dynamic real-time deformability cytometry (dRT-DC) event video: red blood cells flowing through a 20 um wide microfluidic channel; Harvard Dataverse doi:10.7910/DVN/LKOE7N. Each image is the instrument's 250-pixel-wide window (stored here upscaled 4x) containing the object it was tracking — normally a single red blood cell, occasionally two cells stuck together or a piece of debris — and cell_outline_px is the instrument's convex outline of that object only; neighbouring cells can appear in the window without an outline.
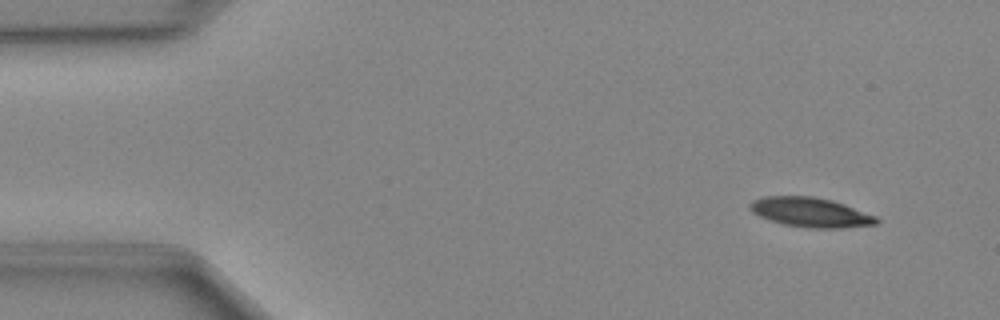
{"species": "Egyptian fruit bat (a non-hibernating species)", "species_latin": "Rousettus aegyptiacus", "temperature_condition": "cold", "stored_images_in_passage": 46, "camera_frame_rate_fps": 3000, "um_per_image_px": 0.085, "animal": {"sex": "female"}, "frame": {"image": 1, "passage_image": 2, "time_ms": 0.333, "image_size_px": [1000, 320], "cell_outline_px": [[880, 220], [876, 224], [840, 228], [812, 228], [784, 224], [760, 216], [752, 212], [748, 208], [748, 204], [752, 200], [764, 196], [812, 196], [832, 200], [844, 204], [876, 216]], "centroid_in_image_um": [68.88, 18.03], "position_along_channel_um": 16.1, "area_um2": 21.68}}
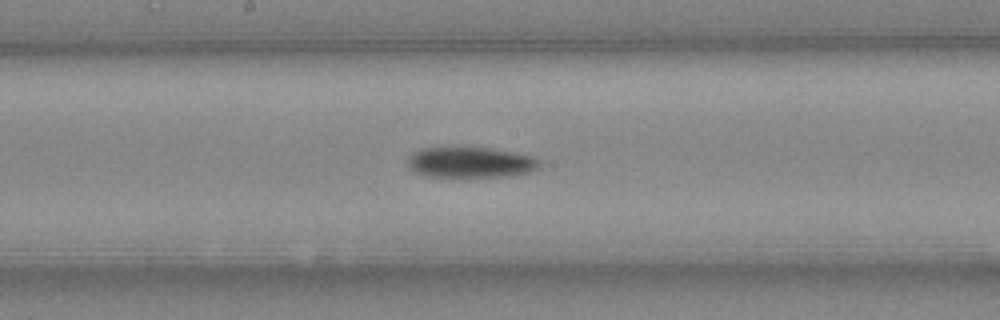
{"frame": {"image": 2, "passage_image": 23, "time_ms": 7.333, "image_size_px": [1000, 320], "cell_outline_px": [[540, 168], [528, 172], [508, 176], [428, 176], [416, 172], [408, 168], [408, 156], [412, 152], [420, 148], [492, 148], [532, 156], [540, 160]], "centroid_in_image_um": [39.98, 13.79], "position_along_channel_um": 208.2, "area_um2": 23.35}}
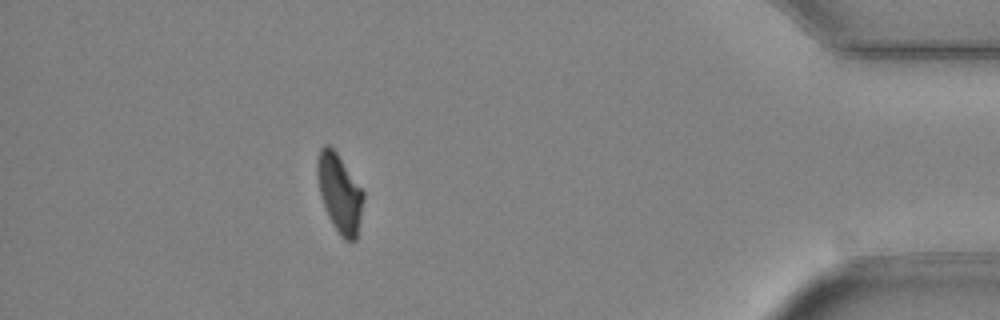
{"frame": {"image": 3, "passage_image": 41, "time_ms": 13.333, "image_size_px": [1000, 320], "cell_outline_px": [[364, 200], [356, 240], [344, 240], [340, 236], [332, 224], [328, 216], [320, 192], [316, 172], [316, 160], [320, 148], [324, 144], [328, 144], [336, 152], [364, 192]], "centroid_in_image_um": [28.85, 16.41], "position_along_channel_um": 406.3, "area_um2": 20.92}}